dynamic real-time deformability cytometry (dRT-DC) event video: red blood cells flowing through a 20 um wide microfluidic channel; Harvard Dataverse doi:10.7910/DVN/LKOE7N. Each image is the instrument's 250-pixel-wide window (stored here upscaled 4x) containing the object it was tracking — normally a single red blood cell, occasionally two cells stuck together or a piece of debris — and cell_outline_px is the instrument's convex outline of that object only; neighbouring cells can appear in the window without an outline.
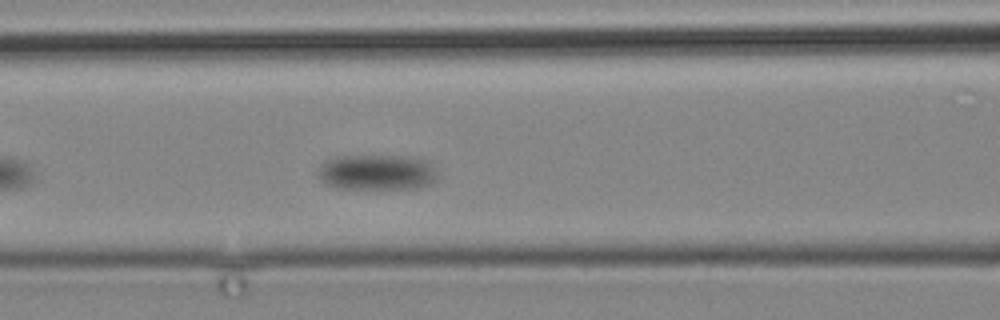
{"species": "common noctule bat (a hibernating species)", "species_latin": "Nyctalus noctula", "temperature_condition": "cold", "stored_images_in_passage": 7, "camera_frame_rate_fps": 3000, "um_per_image_px": 0.085, "animal": {"sex": "male", "body_mass_g": 19.2, "forearm_length_mm": 51.8}, "frame": {"image": 1, "passage_image": 6, "time_ms": 6.0, "image_size_px": [1000, 320], "cell_outline_px": [[436, 180], [420, 188], [336, 188], [320, 180], [316, 172], [320, 164], [324, 160], [336, 156], [412, 156], [428, 160], [432, 164], [436, 176]], "centroid_in_image_um": [32.0, 14.63], "position_along_channel_um": 134.6, "area_um2": 24.97}}